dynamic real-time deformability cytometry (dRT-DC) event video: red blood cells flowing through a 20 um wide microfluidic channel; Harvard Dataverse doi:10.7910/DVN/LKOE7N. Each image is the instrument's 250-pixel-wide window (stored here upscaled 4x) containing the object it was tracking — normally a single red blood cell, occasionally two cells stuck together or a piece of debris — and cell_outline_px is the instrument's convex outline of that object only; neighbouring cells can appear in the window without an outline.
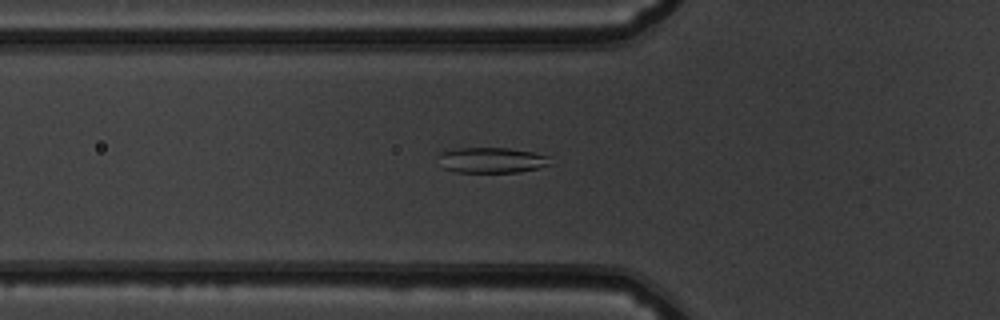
{"species": "common noctule bat (a hibernating species)", "species_latin": "Nyctalus noctula", "temperature_condition": "warm", "stored_images_in_passage": 44, "camera_frame_rate_fps": 3000, "um_per_image_px": 0.085, "animal": {"sex": "male", "body_mass_g": 19.5, "forearm_length_mm": 54.6}, "frame": {"image": 1, "passage_image": 10, "time_ms": 3.0, "image_size_px": [1000, 320], "cell_outline_px": [[552, 164], [536, 168], [516, 172], [456, 172], [444, 168], [440, 156], [440, 152], [456, 148], [508, 148], [532, 152], [548, 156]], "centroid_in_image_um": [41.81, 13.61], "position_along_channel_um": 84.0, "area_um2": 16.36}}
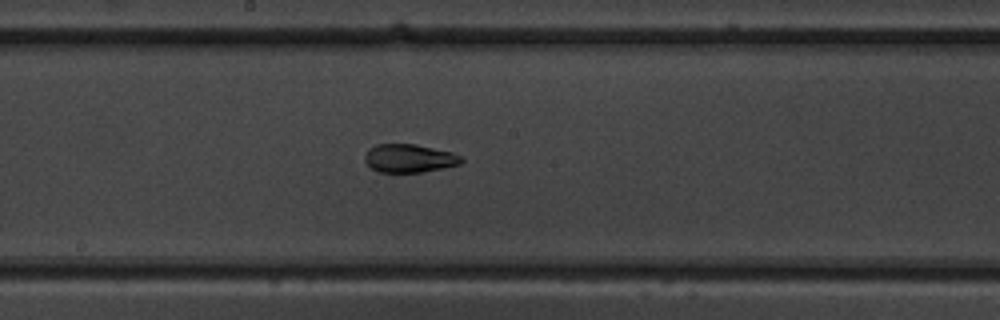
{"frame": {"image": 2, "passage_image": 20, "time_ms": 6.333, "image_size_px": [1000, 320], "cell_outline_px": [[464, 160], [460, 164], [420, 172], [380, 172], [372, 168], [364, 160], [364, 156], [368, 148], [376, 144], [416, 144], [452, 152], [464, 156]], "centroid_in_image_um": [34.79, 13.44], "position_along_channel_um": 213.4, "area_um2": 15.95}}
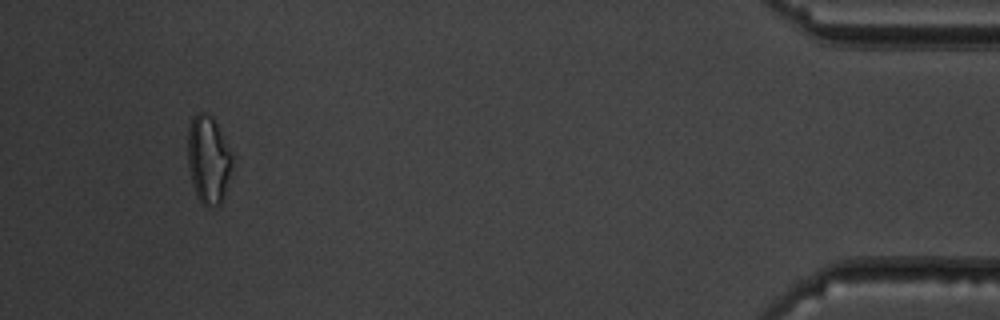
{"frame": {"image": 3, "passage_image": 41, "time_ms": 13.333, "image_size_px": [1000, 320], "cell_outline_px": [[232, 168], [224, 196], [220, 204], [212, 208], [208, 208], [200, 200], [192, 184], [188, 164], [188, 128], [192, 116], [196, 112], [204, 112], [212, 116], [232, 152]], "centroid_in_image_um": [17.71, 13.55], "position_along_channel_um": 417.5, "area_um2": 22.89}, "authors_computed_cell_mechanics": {"area_um2": 16.9643, "velocity_mm_per_s": 3.8765, "shape_relaxation_time_tau1_ms": 5.2441, "shape_relaxation_time_tau2_ms": 1.3047, "deformation_change_tau1": 0.1618, "deformation_change_tau2": 0.0513}}